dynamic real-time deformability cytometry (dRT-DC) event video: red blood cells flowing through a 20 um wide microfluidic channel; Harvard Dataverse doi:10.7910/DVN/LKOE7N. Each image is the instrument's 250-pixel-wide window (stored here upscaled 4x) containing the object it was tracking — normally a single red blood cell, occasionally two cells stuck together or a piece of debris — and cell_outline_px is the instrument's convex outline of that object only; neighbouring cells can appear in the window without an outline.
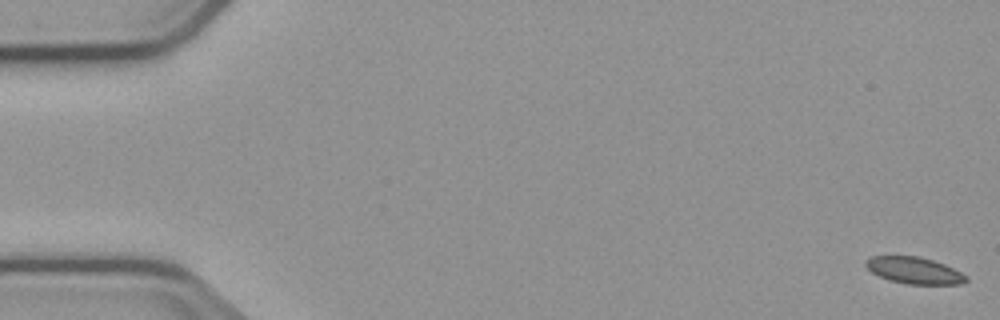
{"species": "common noctule bat (a hibernating species)", "species_latin": "Nyctalus noctula", "temperature_condition": "cold", "stored_images_in_passage": 56, "camera_frame_rate_fps": 3000, "um_per_image_px": 0.085, "animal": {"sex": "male", "body_mass_g": 23.1, "forearm_length_mm": 52.7}, "frame": {"image": 1, "passage_image": 1, "time_ms": 0.0, "image_size_px": [1000, 320], "cell_outline_px": [[968, 280], [960, 284], [908, 284], [892, 280], [880, 276], [872, 272], [864, 264], [864, 260], [872, 256], [916, 256], [932, 260], [944, 264], [968, 276]], "centroid_in_image_um": [77.71, 22.98], "position_along_channel_um": 7.3, "area_um2": 15.37}}
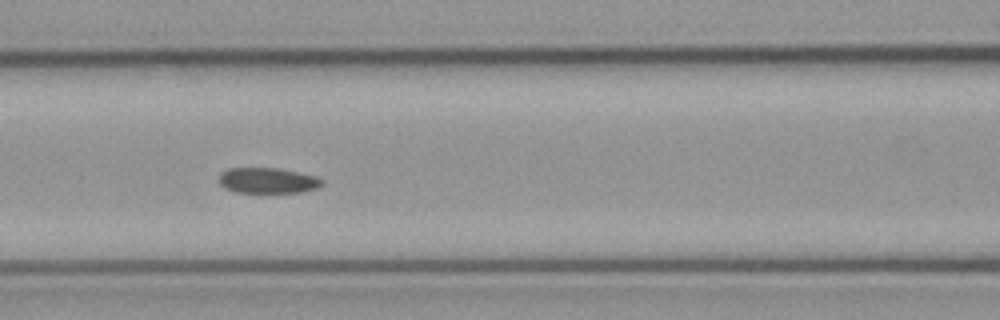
{"frame": {"image": 2, "passage_image": 24, "time_ms": 7.667, "image_size_px": [1000, 320], "cell_outline_px": [[324, 184], [320, 188], [300, 192], [264, 196], [236, 192], [224, 188], [220, 184], [220, 172], [228, 168], [276, 168], [316, 176], [324, 180]], "centroid_in_image_um": [22.77, 15.41], "position_along_channel_um": 143.8, "area_um2": 16.3}}
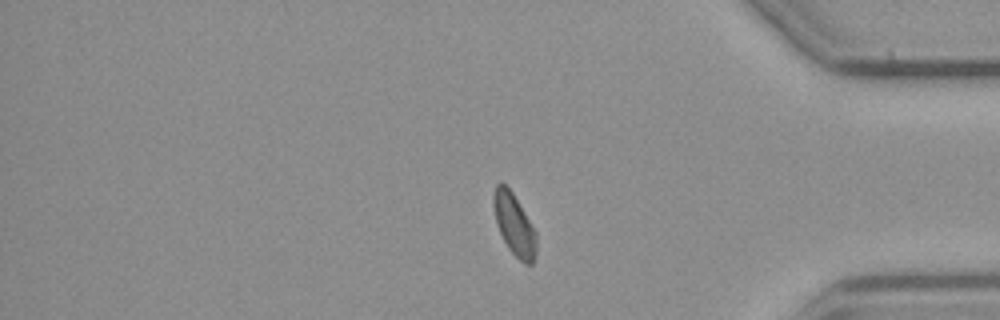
{"frame": {"image": 3, "passage_image": 46, "time_ms": 15.0, "image_size_px": [1000, 320], "cell_outline_px": [[536, 256], [532, 264], [524, 264], [508, 248], [496, 224], [492, 204], [492, 196], [496, 184], [504, 184], [512, 192], [536, 232]], "centroid_in_image_um": [43.69, 19.1], "position_along_channel_um": 391.5, "area_um2": 15.26}, "authors_computed_cell_mechanics": {"area_um2": 16.2707, "velocity_mm_per_s": 3.7158, "shape_relaxation_time_tau1_ms": null, "shape_relaxation_time_tau2_ms": 2.031, "deformation_change_tau1": null, "deformation_change_tau2": 0.0461}}